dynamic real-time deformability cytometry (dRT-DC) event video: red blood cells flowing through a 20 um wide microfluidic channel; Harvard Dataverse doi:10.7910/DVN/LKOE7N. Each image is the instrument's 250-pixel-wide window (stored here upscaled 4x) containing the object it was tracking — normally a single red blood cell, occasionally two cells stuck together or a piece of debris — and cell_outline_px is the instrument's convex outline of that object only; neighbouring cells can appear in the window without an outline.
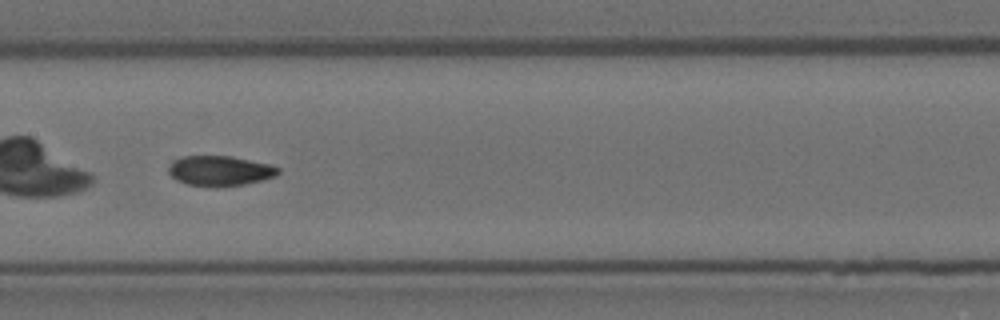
{"species": "Egyptian fruit bat (a non-hibernating species)", "species_latin": "Rousettus aegyptiacus", "temperature_condition": "room temperature", "stored_images_in_passage": 37, "camera_frame_rate_fps": 3000, "um_per_image_px": 0.085, "animal": {"sex": "female"}, "frame": {"image": 1, "passage_image": 11, "time_ms": 3.333, "image_size_px": [1000, 320], "cell_outline_px": [[280, 172], [276, 176], [244, 184], [188, 184], [176, 180], [168, 172], [168, 168], [180, 156], [232, 156], [268, 164], [280, 168]], "centroid_in_image_um": [18.71, 14.47], "position_along_channel_um": 188.7, "area_um2": 18.38}, "authors_computed_cell_mechanics": {"area_um2": 19.5364, "velocity_mm_per_s": 3.572, "shape_relaxation_time_tau1_ms": 7.9592, "shape_relaxation_time_tau2_ms": 1.7764, "deformation_change_tau1": 0.1514, "deformation_change_tau2": 0.0445}}